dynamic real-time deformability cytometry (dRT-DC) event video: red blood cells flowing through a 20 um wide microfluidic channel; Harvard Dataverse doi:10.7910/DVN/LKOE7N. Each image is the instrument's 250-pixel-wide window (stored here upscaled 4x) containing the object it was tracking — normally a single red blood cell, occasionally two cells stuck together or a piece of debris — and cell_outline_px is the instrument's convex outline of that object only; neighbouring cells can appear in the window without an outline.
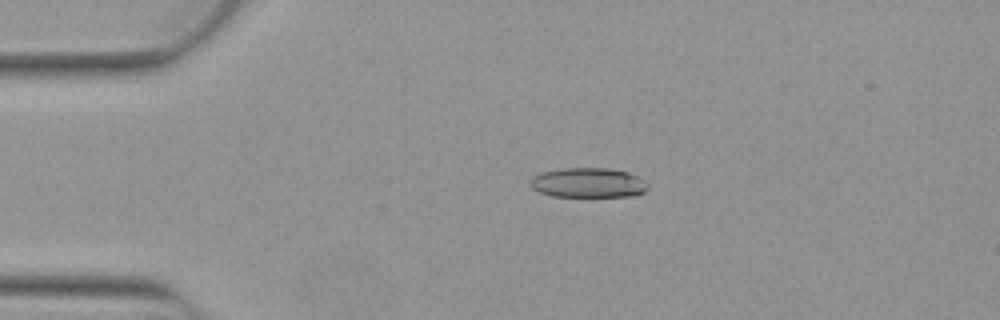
{"species": "Egyptian fruit bat (a non-hibernating species)", "species_latin": "Rousettus aegyptiacus", "temperature_condition": "warm", "stored_images_in_passage": 51, "camera_frame_rate_fps": 3000, "um_per_image_px": 0.085, "animal": {"sex": "female"}, "frame": {"image": 1, "passage_image": 10, "time_ms": 3.0, "image_size_px": [1000, 320], "cell_outline_px": [[648, 188], [644, 192], [632, 196], [552, 196], [540, 192], [532, 188], [528, 184], [528, 180], [532, 176], [540, 172], [560, 168], [608, 168], [628, 172], [644, 180], [648, 184]], "centroid_in_image_um": [49.95, 15.52], "position_along_channel_um": 35.1, "area_um2": 20.58}}
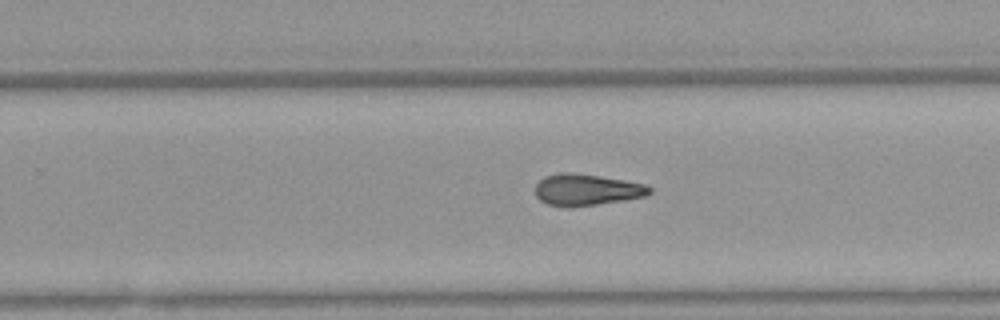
{"frame": {"image": 2, "passage_image": 32, "time_ms": 10.333, "image_size_px": [1000, 320], "cell_outline_px": [[652, 192], [644, 196], [624, 200], [596, 204], [548, 204], [540, 200], [536, 196], [536, 184], [544, 176], [560, 172], [568, 172], [600, 176], [624, 180], [644, 184], [652, 188]], "centroid_in_image_um": [49.88, 16.08], "position_along_channel_um": 279.9, "area_um2": 20.23}}
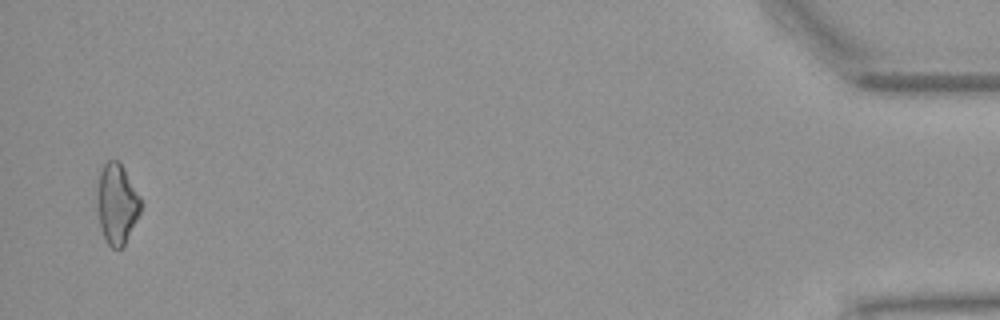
{"frame": {"image": 3, "passage_image": 50, "time_ms": 16.333, "image_size_px": [1000, 320], "cell_outline_px": [[140, 212], [124, 248], [112, 248], [104, 240], [100, 228], [96, 208], [96, 196], [100, 172], [104, 164], [108, 160], [116, 160], [120, 164], [140, 196]], "centroid_in_image_um": [9.9, 17.39], "position_along_channel_um": 425.3, "area_um2": 20.46}}